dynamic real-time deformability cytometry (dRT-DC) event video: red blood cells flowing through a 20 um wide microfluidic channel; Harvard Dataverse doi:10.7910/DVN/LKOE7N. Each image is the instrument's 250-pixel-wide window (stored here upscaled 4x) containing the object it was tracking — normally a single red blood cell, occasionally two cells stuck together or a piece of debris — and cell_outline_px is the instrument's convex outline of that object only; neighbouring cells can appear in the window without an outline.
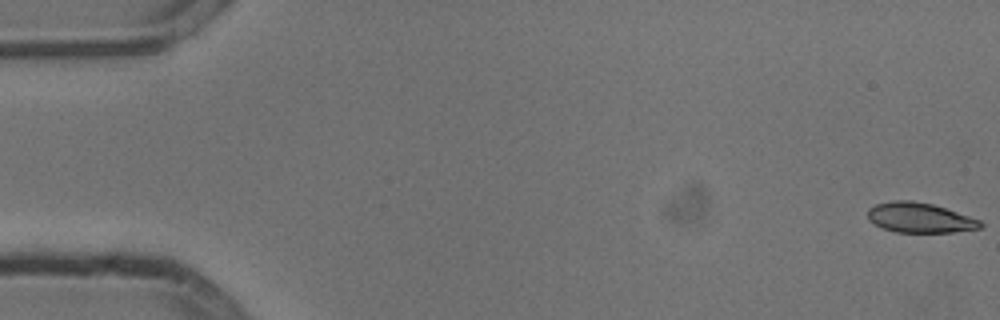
{"species": "common noctule bat (a hibernating species)", "species_latin": "Nyctalus noctula", "temperature_condition": "cold", "stored_images_in_passage": 33, "camera_frame_rate_fps": 3000, "um_per_image_px": 0.085, "animal": {"sex": "male", "body_mass_g": 13.3}, "frame": {"image": 1, "passage_image": 1, "time_ms": 0.0, "image_size_px": [1000, 320], "cell_outline_px": [[984, 224], [980, 228], [952, 232], [896, 232], [884, 228], [868, 220], [868, 208], [876, 204], [892, 200], [912, 200], [932, 204], [980, 220]], "centroid_in_image_um": [78.16, 18.5], "position_along_channel_um": 6.8, "area_um2": 19.48}}
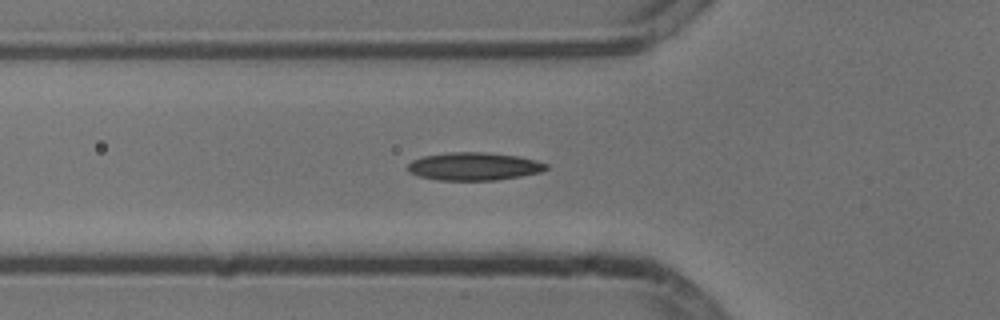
{"frame": {"image": 2, "passage_image": 19, "time_ms": 6.0, "image_size_px": [1000, 320], "cell_outline_px": [[548, 168], [544, 172], [496, 180], [436, 180], [416, 176], [408, 172], [408, 164], [412, 160], [424, 156], [452, 152], [488, 152], [520, 156], [536, 160], [548, 164]], "centroid_in_image_um": [40.31, 14.14], "position_along_channel_um": 85.5, "area_um2": 22.77}}
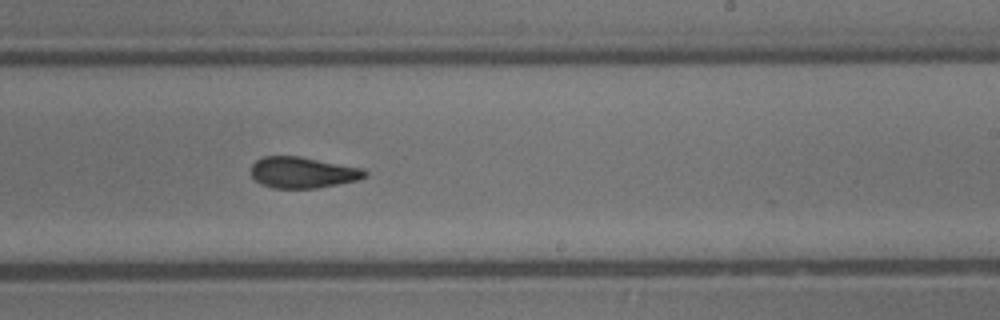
{"frame": {"image": 3, "passage_image": 33, "time_ms": 10.667, "image_size_px": [1000, 320], "cell_outline_px": [[368, 176], [360, 180], [316, 188], [272, 188], [256, 180], [252, 176], [252, 164], [256, 160], [264, 156], [300, 156], [364, 168], [368, 172]], "centroid_in_image_um": [25.8, 14.65], "position_along_channel_um": 263.2, "area_um2": 20.75}}